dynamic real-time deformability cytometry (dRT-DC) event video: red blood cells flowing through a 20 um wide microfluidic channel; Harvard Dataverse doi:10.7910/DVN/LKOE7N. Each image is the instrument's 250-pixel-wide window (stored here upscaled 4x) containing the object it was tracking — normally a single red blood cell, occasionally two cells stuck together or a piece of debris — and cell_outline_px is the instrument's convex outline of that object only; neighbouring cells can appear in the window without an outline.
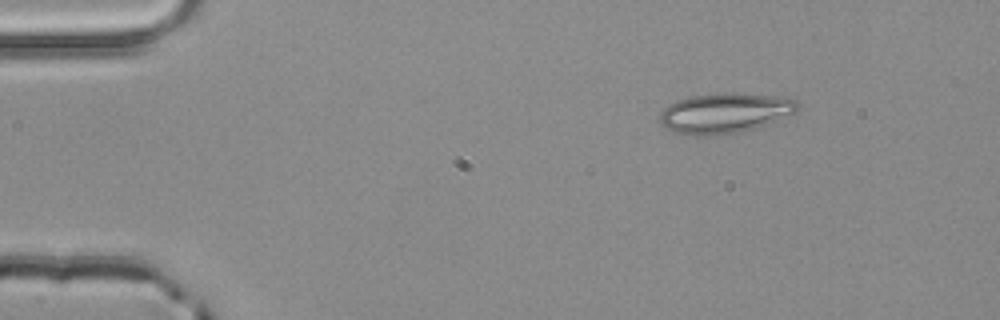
{"species": "common noctule bat (a hibernating species)", "species_latin": "Nyctalus noctula", "temperature_condition": "room temperature", "stored_images_in_passage": 4, "segment_of_instrument_passage": [2, 2], "camera_frame_rate_fps": 3000, "um_per_image_px": 0.085, "animal": {"sex": "male", "body_mass_g": 20.4}, "frame": {"image": 1, "passage_image": 4, "time_ms": 1.0, "image_size_px": [1000, 320], "cell_outline_px": [[800, 104], [796, 112], [756, 128], [740, 132], [708, 136], [692, 136], [676, 132], [660, 124], [660, 112], [668, 104], [676, 100], [692, 96], [724, 92], [732, 92], [784, 96], [796, 100]], "centroid_in_image_um": [61.62, 9.6], "position_along_channel_um": 23.4, "area_um2": 32.54}}